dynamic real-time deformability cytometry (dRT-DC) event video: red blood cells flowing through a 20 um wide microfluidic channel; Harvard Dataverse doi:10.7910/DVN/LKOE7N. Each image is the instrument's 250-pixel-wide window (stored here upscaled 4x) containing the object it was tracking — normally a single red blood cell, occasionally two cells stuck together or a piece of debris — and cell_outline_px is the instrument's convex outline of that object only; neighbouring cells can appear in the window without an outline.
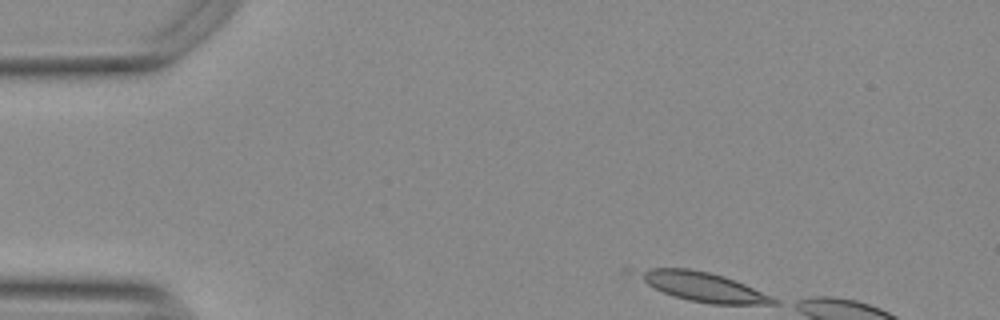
{"species": "Egyptian fruit bat (a non-hibernating species)", "species_latin": "Rousettus aegyptiacus", "temperature_condition": "warm", "stored_images_in_passage": 6, "camera_frame_rate_fps": 3000, "um_per_image_px": 0.085, "animal": {"sex": "female"}, "frame": {"image": 1, "passage_image": 1, "time_ms": 0.0, "image_size_px": [1000, 320], "cell_outline_px": [[780, 304], [712, 304], [688, 300], [672, 296], [648, 284], [636, 272], [648, 268], [688, 268], [708, 272], [724, 276], [744, 284], [772, 296], [780, 300]], "centroid_in_image_um": [59.84, 24.39], "position_along_channel_um": 25.2, "area_um2": 22.66}}